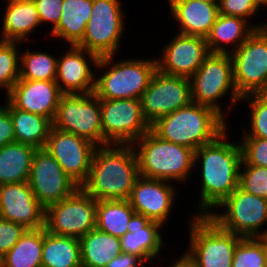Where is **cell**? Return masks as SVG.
<instances>
[{
    "label": "cell",
    "mask_w": 267,
    "mask_h": 267,
    "mask_svg": "<svg viewBox=\"0 0 267 267\" xmlns=\"http://www.w3.org/2000/svg\"><path fill=\"white\" fill-rule=\"evenodd\" d=\"M259 238L263 241L265 247L267 248V229L265 228Z\"/></svg>",
    "instance_id": "45"
},
{
    "label": "cell",
    "mask_w": 267,
    "mask_h": 267,
    "mask_svg": "<svg viewBox=\"0 0 267 267\" xmlns=\"http://www.w3.org/2000/svg\"><path fill=\"white\" fill-rule=\"evenodd\" d=\"M242 101L249 103L250 127L249 133L246 127H241L244 131L241 137H256L267 139V99L261 94H249L241 98Z\"/></svg>",
    "instance_id": "36"
},
{
    "label": "cell",
    "mask_w": 267,
    "mask_h": 267,
    "mask_svg": "<svg viewBox=\"0 0 267 267\" xmlns=\"http://www.w3.org/2000/svg\"><path fill=\"white\" fill-rule=\"evenodd\" d=\"M0 106V147L15 142L13 122L9 113V102Z\"/></svg>",
    "instance_id": "42"
},
{
    "label": "cell",
    "mask_w": 267,
    "mask_h": 267,
    "mask_svg": "<svg viewBox=\"0 0 267 267\" xmlns=\"http://www.w3.org/2000/svg\"><path fill=\"white\" fill-rule=\"evenodd\" d=\"M135 213L128 200L97 201L96 228L121 238L128 232V224Z\"/></svg>",
    "instance_id": "32"
},
{
    "label": "cell",
    "mask_w": 267,
    "mask_h": 267,
    "mask_svg": "<svg viewBox=\"0 0 267 267\" xmlns=\"http://www.w3.org/2000/svg\"><path fill=\"white\" fill-rule=\"evenodd\" d=\"M2 17L0 40L3 41L25 42L41 26L33 0L8 2Z\"/></svg>",
    "instance_id": "25"
},
{
    "label": "cell",
    "mask_w": 267,
    "mask_h": 267,
    "mask_svg": "<svg viewBox=\"0 0 267 267\" xmlns=\"http://www.w3.org/2000/svg\"><path fill=\"white\" fill-rule=\"evenodd\" d=\"M170 14L179 24L177 33L205 37L219 16L218 2L168 0Z\"/></svg>",
    "instance_id": "23"
},
{
    "label": "cell",
    "mask_w": 267,
    "mask_h": 267,
    "mask_svg": "<svg viewBox=\"0 0 267 267\" xmlns=\"http://www.w3.org/2000/svg\"><path fill=\"white\" fill-rule=\"evenodd\" d=\"M230 55L238 94H260L267 87V26L256 29Z\"/></svg>",
    "instance_id": "11"
},
{
    "label": "cell",
    "mask_w": 267,
    "mask_h": 267,
    "mask_svg": "<svg viewBox=\"0 0 267 267\" xmlns=\"http://www.w3.org/2000/svg\"><path fill=\"white\" fill-rule=\"evenodd\" d=\"M171 183L139 176L128 201L137 214H142L164 226L176 201V190Z\"/></svg>",
    "instance_id": "20"
},
{
    "label": "cell",
    "mask_w": 267,
    "mask_h": 267,
    "mask_svg": "<svg viewBox=\"0 0 267 267\" xmlns=\"http://www.w3.org/2000/svg\"><path fill=\"white\" fill-rule=\"evenodd\" d=\"M62 95L56 81L19 79L6 94V100L16 109L42 115L52 122Z\"/></svg>",
    "instance_id": "21"
},
{
    "label": "cell",
    "mask_w": 267,
    "mask_h": 267,
    "mask_svg": "<svg viewBox=\"0 0 267 267\" xmlns=\"http://www.w3.org/2000/svg\"><path fill=\"white\" fill-rule=\"evenodd\" d=\"M68 46L67 52L57 60L56 83L63 94L93 93L96 74L91 66H97L99 57L76 45Z\"/></svg>",
    "instance_id": "19"
},
{
    "label": "cell",
    "mask_w": 267,
    "mask_h": 267,
    "mask_svg": "<svg viewBox=\"0 0 267 267\" xmlns=\"http://www.w3.org/2000/svg\"><path fill=\"white\" fill-rule=\"evenodd\" d=\"M26 230L21 224L0 218V259L18 242Z\"/></svg>",
    "instance_id": "40"
},
{
    "label": "cell",
    "mask_w": 267,
    "mask_h": 267,
    "mask_svg": "<svg viewBox=\"0 0 267 267\" xmlns=\"http://www.w3.org/2000/svg\"><path fill=\"white\" fill-rule=\"evenodd\" d=\"M97 200L79 187L45 209V229L59 236L81 238L96 228Z\"/></svg>",
    "instance_id": "12"
},
{
    "label": "cell",
    "mask_w": 267,
    "mask_h": 267,
    "mask_svg": "<svg viewBox=\"0 0 267 267\" xmlns=\"http://www.w3.org/2000/svg\"><path fill=\"white\" fill-rule=\"evenodd\" d=\"M121 6L119 0H93L83 39L76 46L98 57L117 55L125 31V13Z\"/></svg>",
    "instance_id": "10"
},
{
    "label": "cell",
    "mask_w": 267,
    "mask_h": 267,
    "mask_svg": "<svg viewBox=\"0 0 267 267\" xmlns=\"http://www.w3.org/2000/svg\"><path fill=\"white\" fill-rule=\"evenodd\" d=\"M162 224L135 213L128 224V232L120 238L121 250L151 262L158 257L164 245Z\"/></svg>",
    "instance_id": "22"
},
{
    "label": "cell",
    "mask_w": 267,
    "mask_h": 267,
    "mask_svg": "<svg viewBox=\"0 0 267 267\" xmlns=\"http://www.w3.org/2000/svg\"><path fill=\"white\" fill-rule=\"evenodd\" d=\"M92 5L93 0H63L60 21L50 30V36L77 45L83 39Z\"/></svg>",
    "instance_id": "26"
},
{
    "label": "cell",
    "mask_w": 267,
    "mask_h": 267,
    "mask_svg": "<svg viewBox=\"0 0 267 267\" xmlns=\"http://www.w3.org/2000/svg\"><path fill=\"white\" fill-rule=\"evenodd\" d=\"M9 113L13 122L15 142L31 145L36 149L45 148L52 127L48 118L16 109L10 103Z\"/></svg>",
    "instance_id": "29"
},
{
    "label": "cell",
    "mask_w": 267,
    "mask_h": 267,
    "mask_svg": "<svg viewBox=\"0 0 267 267\" xmlns=\"http://www.w3.org/2000/svg\"><path fill=\"white\" fill-rule=\"evenodd\" d=\"M208 216L221 228L242 237H259L267 224V199L252 195L238 186Z\"/></svg>",
    "instance_id": "9"
},
{
    "label": "cell",
    "mask_w": 267,
    "mask_h": 267,
    "mask_svg": "<svg viewBox=\"0 0 267 267\" xmlns=\"http://www.w3.org/2000/svg\"><path fill=\"white\" fill-rule=\"evenodd\" d=\"M144 260L134 254L124 253L113 258L106 267H144Z\"/></svg>",
    "instance_id": "43"
},
{
    "label": "cell",
    "mask_w": 267,
    "mask_h": 267,
    "mask_svg": "<svg viewBox=\"0 0 267 267\" xmlns=\"http://www.w3.org/2000/svg\"><path fill=\"white\" fill-rule=\"evenodd\" d=\"M52 127L85 138L94 145H108L103 139L100 99L95 93L63 94Z\"/></svg>",
    "instance_id": "8"
},
{
    "label": "cell",
    "mask_w": 267,
    "mask_h": 267,
    "mask_svg": "<svg viewBox=\"0 0 267 267\" xmlns=\"http://www.w3.org/2000/svg\"><path fill=\"white\" fill-rule=\"evenodd\" d=\"M0 218L26 229L45 227V208L27 182L0 185Z\"/></svg>",
    "instance_id": "18"
},
{
    "label": "cell",
    "mask_w": 267,
    "mask_h": 267,
    "mask_svg": "<svg viewBox=\"0 0 267 267\" xmlns=\"http://www.w3.org/2000/svg\"><path fill=\"white\" fill-rule=\"evenodd\" d=\"M42 267H82L79 238L54 235L44 227Z\"/></svg>",
    "instance_id": "30"
},
{
    "label": "cell",
    "mask_w": 267,
    "mask_h": 267,
    "mask_svg": "<svg viewBox=\"0 0 267 267\" xmlns=\"http://www.w3.org/2000/svg\"><path fill=\"white\" fill-rule=\"evenodd\" d=\"M115 55L99 57L94 93L99 99H141L157 70L156 59H125L114 61ZM115 62V63H114ZM106 68V69H105Z\"/></svg>",
    "instance_id": "5"
},
{
    "label": "cell",
    "mask_w": 267,
    "mask_h": 267,
    "mask_svg": "<svg viewBox=\"0 0 267 267\" xmlns=\"http://www.w3.org/2000/svg\"><path fill=\"white\" fill-rule=\"evenodd\" d=\"M36 148L20 142L0 147V185L29 180Z\"/></svg>",
    "instance_id": "28"
},
{
    "label": "cell",
    "mask_w": 267,
    "mask_h": 267,
    "mask_svg": "<svg viewBox=\"0 0 267 267\" xmlns=\"http://www.w3.org/2000/svg\"><path fill=\"white\" fill-rule=\"evenodd\" d=\"M20 45L21 42L0 40V88H4L6 94L20 77Z\"/></svg>",
    "instance_id": "34"
},
{
    "label": "cell",
    "mask_w": 267,
    "mask_h": 267,
    "mask_svg": "<svg viewBox=\"0 0 267 267\" xmlns=\"http://www.w3.org/2000/svg\"><path fill=\"white\" fill-rule=\"evenodd\" d=\"M44 227L27 229L0 259V267H42Z\"/></svg>",
    "instance_id": "31"
},
{
    "label": "cell",
    "mask_w": 267,
    "mask_h": 267,
    "mask_svg": "<svg viewBox=\"0 0 267 267\" xmlns=\"http://www.w3.org/2000/svg\"><path fill=\"white\" fill-rule=\"evenodd\" d=\"M260 94L267 99V87Z\"/></svg>",
    "instance_id": "47"
},
{
    "label": "cell",
    "mask_w": 267,
    "mask_h": 267,
    "mask_svg": "<svg viewBox=\"0 0 267 267\" xmlns=\"http://www.w3.org/2000/svg\"><path fill=\"white\" fill-rule=\"evenodd\" d=\"M38 10L41 25L50 23L53 30L59 23L63 0H33Z\"/></svg>",
    "instance_id": "41"
},
{
    "label": "cell",
    "mask_w": 267,
    "mask_h": 267,
    "mask_svg": "<svg viewBox=\"0 0 267 267\" xmlns=\"http://www.w3.org/2000/svg\"><path fill=\"white\" fill-rule=\"evenodd\" d=\"M232 267H266V247L259 237H242L236 246Z\"/></svg>",
    "instance_id": "35"
},
{
    "label": "cell",
    "mask_w": 267,
    "mask_h": 267,
    "mask_svg": "<svg viewBox=\"0 0 267 267\" xmlns=\"http://www.w3.org/2000/svg\"><path fill=\"white\" fill-rule=\"evenodd\" d=\"M197 1H202V2H218L219 0H197Z\"/></svg>",
    "instance_id": "48"
},
{
    "label": "cell",
    "mask_w": 267,
    "mask_h": 267,
    "mask_svg": "<svg viewBox=\"0 0 267 267\" xmlns=\"http://www.w3.org/2000/svg\"><path fill=\"white\" fill-rule=\"evenodd\" d=\"M82 267H106L122 253L120 238L97 228L79 238Z\"/></svg>",
    "instance_id": "27"
},
{
    "label": "cell",
    "mask_w": 267,
    "mask_h": 267,
    "mask_svg": "<svg viewBox=\"0 0 267 267\" xmlns=\"http://www.w3.org/2000/svg\"><path fill=\"white\" fill-rule=\"evenodd\" d=\"M18 1H29V0H7L6 2H18Z\"/></svg>",
    "instance_id": "49"
},
{
    "label": "cell",
    "mask_w": 267,
    "mask_h": 267,
    "mask_svg": "<svg viewBox=\"0 0 267 267\" xmlns=\"http://www.w3.org/2000/svg\"><path fill=\"white\" fill-rule=\"evenodd\" d=\"M219 14L238 16L244 19L256 15L261 7L255 0H219Z\"/></svg>",
    "instance_id": "39"
},
{
    "label": "cell",
    "mask_w": 267,
    "mask_h": 267,
    "mask_svg": "<svg viewBox=\"0 0 267 267\" xmlns=\"http://www.w3.org/2000/svg\"><path fill=\"white\" fill-rule=\"evenodd\" d=\"M257 3H258V5L261 7H264V6H266L267 7V0H255Z\"/></svg>",
    "instance_id": "46"
},
{
    "label": "cell",
    "mask_w": 267,
    "mask_h": 267,
    "mask_svg": "<svg viewBox=\"0 0 267 267\" xmlns=\"http://www.w3.org/2000/svg\"><path fill=\"white\" fill-rule=\"evenodd\" d=\"M139 176L185 182L194 169V150L171 143L157 136L151 129L133 144Z\"/></svg>",
    "instance_id": "4"
},
{
    "label": "cell",
    "mask_w": 267,
    "mask_h": 267,
    "mask_svg": "<svg viewBox=\"0 0 267 267\" xmlns=\"http://www.w3.org/2000/svg\"><path fill=\"white\" fill-rule=\"evenodd\" d=\"M227 130L194 151V167L199 162L202 169L196 215L211 213L239 186L242 149L239 141L229 142Z\"/></svg>",
    "instance_id": "1"
},
{
    "label": "cell",
    "mask_w": 267,
    "mask_h": 267,
    "mask_svg": "<svg viewBox=\"0 0 267 267\" xmlns=\"http://www.w3.org/2000/svg\"><path fill=\"white\" fill-rule=\"evenodd\" d=\"M103 139L107 144L132 145L151 125L143 116L140 99H100Z\"/></svg>",
    "instance_id": "13"
},
{
    "label": "cell",
    "mask_w": 267,
    "mask_h": 267,
    "mask_svg": "<svg viewBox=\"0 0 267 267\" xmlns=\"http://www.w3.org/2000/svg\"><path fill=\"white\" fill-rule=\"evenodd\" d=\"M138 177L133 145L108 144L95 148L88 178L80 187L97 201L128 200Z\"/></svg>",
    "instance_id": "2"
},
{
    "label": "cell",
    "mask_w": 267,
    "mask_h": 267,
    "mask_svg": "<svg viewBox=\"0 0 267 267\" xmlns=\"http://www.w3.org/2000/svg\"><path fill=\"white\" fill-rule=\"evenodd\" d=\"M239 186L248 193L267 199V167L241 165Z\"/></svg>",
    "instance_id": "37"
},
{
    "label": "cell",
    "mask_w": 267,
    "mask_h": 267,
    "mask_svg": "<svg viewBox=\"0 0 267 267\" xmlns=\"http://www.w3.org/2000/svg\"><path fill=\"white\" fill-rule=\"evenodd\" d=\"M266 267H267V248H266Z\"/></svg>",
    "instance_id": "50"
},
{
    "label": "cell",
    "mask_w": 267,
    "mask_h": 267,
    "mask_svg": "<svg viewBox=\"0 0 267 267\" xmlns=\"http://www.w3.org/2000/svg\"><path fill=\"white\" fill-rule=\"evenodd\" d=\"M239 143L242 149V165L267 167V139L242 137Z\"/></svg>",
    "instance_id": "38"
},
{
    "label": "cell",
    "mask_w": 267,
    "mask_h": 267,
    "mask_svg": "<svg viewBox=\"0 0 267 267\" xmlns=\"http://www.w3.org/2000/svg\"><path fill=\"white\" fill-rule=\"evenodd\" d=\"M190 81L192 102L212 108L224 119V112L219 104L220 99L230 91V103L226 107L228 114L234 104L241 102L242 97L238 94L234 83L233 62L230 54L210 53L190 77Z\"/></svg>",
    "instance_id": "7"
},
{
    "label": "cell",
    "mask_w": 267,
    "mask_h": 267,
    "mask_svg": "<svg viewBox=\"0 0 267 267\" xmlns=\"http://www.w3.org/2000/svg\"><path fill=\"white\" fill-rule=\"evenodd\" d=\"M248 20L238 16L221 15L217 17L206 36V42L210 53L230 54L234 52L256 29L267 26L263 24H251ZM232 49L229 50L227 47ZM226 47V48H225ZM228 49V50H227Z\"/></svg>",
    "instance_id": "24"
},
{
    "label": "cell",
    "mask_w": 267,
    "mask_h": 267,
    "mask_svg": "<svg viewBox=\"0 0 267 267\" xmlns=\"http://www.w3.org/2000/svg\"><path fill=\"white\" fill-rule=\"evenodd\" d=\"M28 183L45 209L72 195L80 187L45 148L34 152Z\"/></svg>",
    "instance_id": "15"
},
{
    "label": "cell",
    "mask_w": 267,
    "mask_h": 267,
    "mask_svg": "<svg viewBox=\"0 0 267 267\" xmlns=\"http://www.w3.org/2000/svg\"><path fill=\"white\" fill-rule=\"evenodd\" d=\"M188 250L183 252L195 267H232L242 236L221 228L208 215H192Z\"/></svg>",
    "instance_id": "6"
},
{
    "label": "cell",
    "mask_w": 267,
    "mask_h": 267,
    "mask_svg": "<svg viewBox=\"0 0 267 267\" xmlns=\"http://www.w3.org/2000/svg\"><path fill=\"white\" fill-rule=\"evenodd\" d=\"M57 58L49 53L31 51L28 48L20 53V77L25 80L55 81Z\"/></svg>",
    "instance_id": "33"
},
{
    "label": "cell",
    "mask_w": 267,
    "mask_h": 267,
    "mask_svg": "<svg viewBox=\"0 0 267 267\" xmlns=\"http://www.w3.org/2000/svg\"><path fill=\"white\" fill-rule=\"evenodd\" d=\"M140 100L143 116L152 125L157 119L192 103L190 78L168 75L157 69Z\"/></svg>",
    "instance_id": "14"
},
{
    "label": "cell",
    "mask_w": 267,
    "mask_h": 267,
    "mask_svg": "<svg viewBox=\"0 0 267 267\" xmlns=\"http://www.w3.org/2000/svg\"><path fill=\"white\" fill-rule=\"evenodd\" d=\"M96 147L85 138L51 127L45 149L65 173L81 186L88 178Z\"/></svg>",
    "instance_id": "16"
},
{
    "label": "cell",
    "mask_w": 267,
    "mask_h": 267,
    "mask_svg": "<svg viewBox=\"0 0 267 267\" xmlns=\"http://www.w3.org/2000/svg\"><path fill=\"white\" fill-rule=\"evenodd\" d=\"M180 258L176 260V262L172 263V266L169 267H195L187 258L183 255L179 256Z\"/></svg>",
    "instance_id": "44"
},
{
    "label": "cell",
    "mask_w": 267,
    "mask_h": 267,
    "mask_svg": "<svg viewBox=\"0 0 267 267\" xmlns=\"http://www.w3.org/2000/svg\"><path fill=\"white\" fill-rule=\"evenodd\" d=\"M165 45L157 62L162 73L190 78L210 54L205 37L177 33Z\"/></svg>",
    "instance_id": "17"
},
{
    "label": "cell",
    "mask_w": 267,
    "mask_h": 267,
    "mask_svg": "<svg viewBox=\"0 0 267 267\" xmlns=\"http://www.w3.org/2000/svg\"><path fill=\"white\" fill-rule=\"evenodd\" d=\"M226 121L212 108L192 102L157 119L151 130L164 140L196 151L223 133L228 128Z\"/></svg>",
    "instance_id": "3"
}]
</instances>
